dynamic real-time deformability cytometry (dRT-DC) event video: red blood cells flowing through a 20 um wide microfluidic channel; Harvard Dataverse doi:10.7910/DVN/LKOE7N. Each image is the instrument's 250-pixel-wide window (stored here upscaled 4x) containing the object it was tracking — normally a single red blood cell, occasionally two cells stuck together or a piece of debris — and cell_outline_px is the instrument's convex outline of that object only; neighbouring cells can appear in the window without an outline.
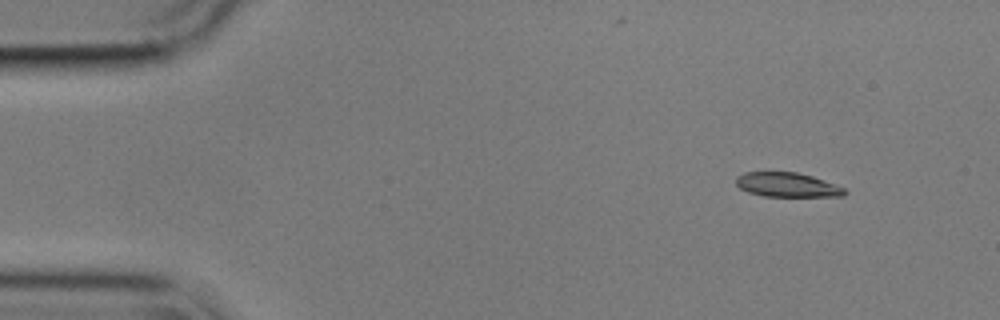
{"species": "common noctule bat (a hibernating species)", "species_latin": "Nyctalus noctula", "temperature_condition": "cold", "stored_images_in_passage": 13, "camera_frame_rate_fps": 3000, "um_per_image_px": 0.085, "animal": {"sex": "male", "body_mass_g": 17.9}, "frame": {"image": 1, "passage_image": 2, "time_ms": 0.333, "image_size_px": [1000, 320], "cell_outline_px": [[848, 192], [844, 196], [764, 196], [748, 192], [740, 188], [736, 184], [736, 176], [744, 172], [796, 172], [812, 176], [844, 188]], "centroid_in_image_um": [66.89, 15.71], "position_along_channel_um": 18.1, "area_um2": 15.32}}
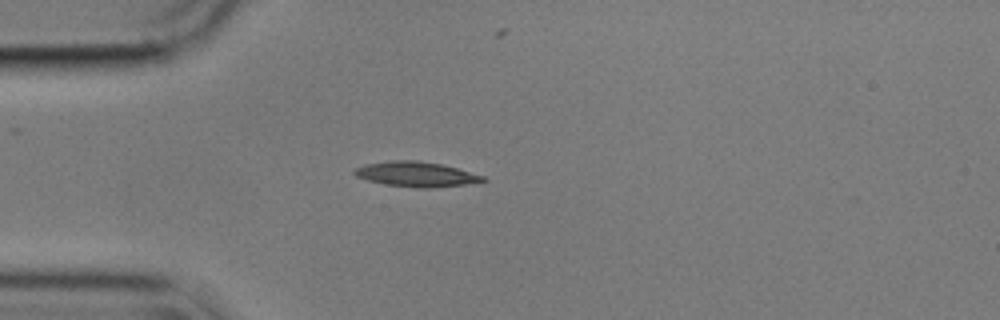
{"frame": {"image": 2, "passage_image": 11, "time_ms": 3.333, "image_size_px": [1000, 320], "cell_outline_px": [[488, 180], [464, 184], [432, 188], [416, 188], [384, 184], [368, 180], [356, 176], [352, 172], [356, 168], [364, 164], [392, 160], [416, 160], [440, 164], [456, 168], [484, 176]], "centroid_in_image_um": [35.34, 14.81], "position_along_channel_um": 49.7, "area_um2": 18.55}}